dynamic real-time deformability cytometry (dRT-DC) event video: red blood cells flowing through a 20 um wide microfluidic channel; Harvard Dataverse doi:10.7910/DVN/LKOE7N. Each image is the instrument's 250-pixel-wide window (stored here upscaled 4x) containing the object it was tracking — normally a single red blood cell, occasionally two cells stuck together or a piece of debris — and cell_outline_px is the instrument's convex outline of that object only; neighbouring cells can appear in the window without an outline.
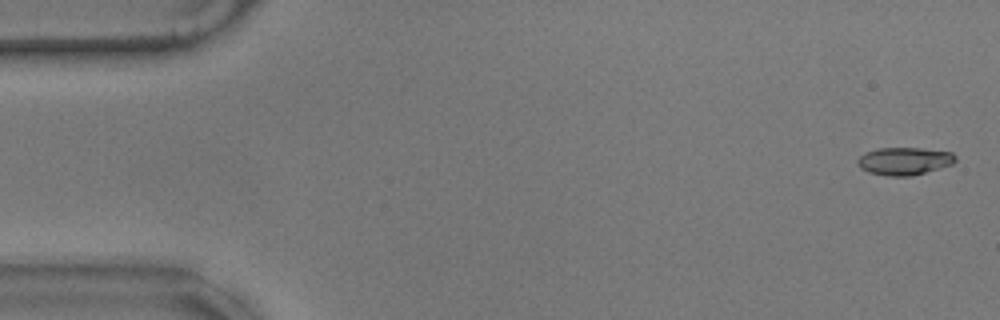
{"species": "common noctule bat (a hibernating species)", "species_latin": "Nyctalus noctula", "temperature_condition": "warm", "stored_images_in_passage": 57, "camera_frame_rate_fps": 3000, "um_per_image_px": 0.085, "animal": {"sex": "male", "body_mass_g": 17.9}, "frame": {"image": 1, "passage_image": 2, "time_ms": 0.333, "image_size_px": [1000, 320], "cell_outline_px": [[956, 160], [952, 164], [912, 176], [884, 176], [868, 172], [860, 168], [856, 164], [856, 160], [864, 152], [880, 148], [920, 148], [952, 152], [956, 156]], "centroid_in_image_um": [76.83, 13.69], "position_along_channel_um": 8.2, "area_um2": 15.9}}
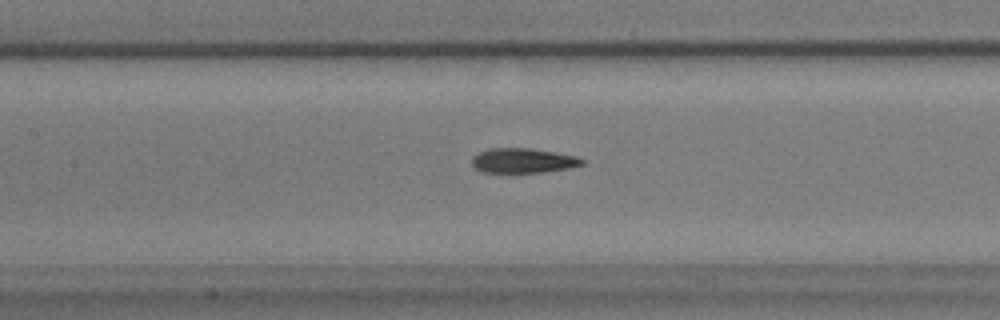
{"frame": {"image": 2, "passage_image": 26, "time_ms": 8.333, "image_size_px": [1000, 320], "cell_outline_px": [[584, 164], [572, 168], [544, 172], [484, 172], [476, 168], [472, 164], [472, 156], [488, 148], [532, 148], [556, 152], [576, 156], [584, 160]], "centroid_in_image_um": [44.49, 13.64], "position_along_channel_um": 162.9, "area_um2": 15.95}}
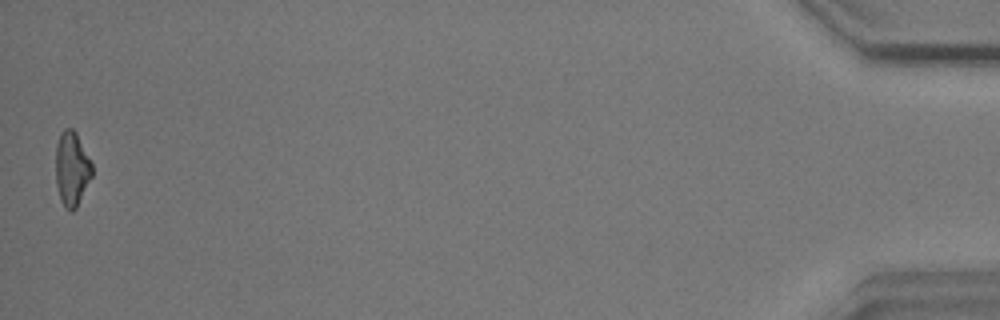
{"frame": {"image": 3, "passage_image": 57, "time_ms": 18.667, "image_size_px": [1000, 320], "cell_outline_px": [[92, 176], [76, 208], [72, 212], [64, 208], [60, 200], [56, 184], [56, 144], [64, 128], [72, 128], [76, 132], [92, 164]], "centroid_in_image_um": [6.1, 14.37], "position_along_channel_um": 429.1, "area_um2": 15.72}, "authors_computed_cell_mechanics": {"area_um2": 16.184, "velocity_mm_per_s": 3.524, "shape_relaxation_time_tau1_ms": 6.6735, "shape_relaxation_time_tau2_ms": 2.7053, "deformation_change_tau1": 0.1823, "deformation_change_tau2": 0.0924}}